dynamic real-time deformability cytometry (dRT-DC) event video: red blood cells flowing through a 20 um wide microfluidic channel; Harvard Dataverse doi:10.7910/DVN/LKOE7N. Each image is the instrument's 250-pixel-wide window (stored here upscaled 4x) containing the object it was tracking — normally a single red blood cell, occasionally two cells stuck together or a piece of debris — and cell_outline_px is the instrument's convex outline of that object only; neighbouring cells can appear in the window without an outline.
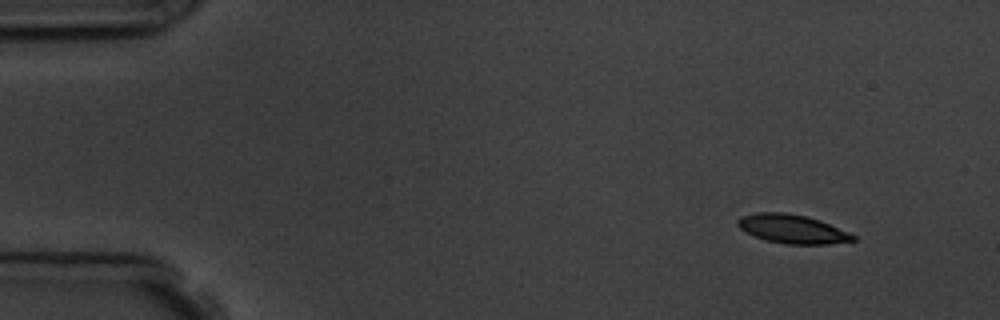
{"species": "common noctule bat (a hibernating species)", "species_latin": "Nyctalus noctula", "temperature_condition": "room temperature", "stored_images_in_passage": 4, "camera_frame_rate_fps": 3000, "um_per_image_px": 0.085, "animal": {"sex": "male", "body_mass_g": 19.5, "forearm_length_mm": 54.6}, "frame": {"image": 1, "passage_image": 1, "time_ms": 0.0, "image_size_px": [1000, 320], "cell_outline_px": [[856, 240], [828, 244], [784, 244], [764, 240], [740, 228], [736, 224], [736, 220], [740, 216], [756, 212], [784, 212], [808, 216], [820, 220], [848, 232], [856, 236]], "centroid_in_image_um": [67.33, 19.45], "position_along_channel_um": 17.7, "area_um2": 19.42}}
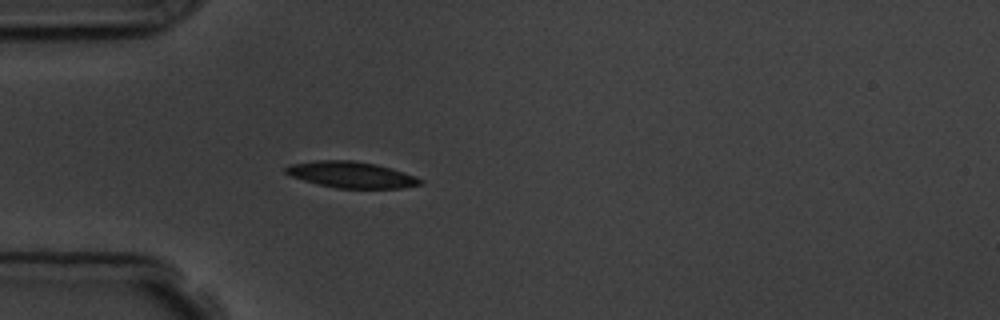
{"frame": {"image": 2, "passage_image": 4, "time_ms": 3.667, "image_size_px": [1000, 320], "cell_outline_px": [[424, 184], [404, 188], [336, 188], [316, 184], [292, 176], [284, 172], [284, 168], [288, 164], [316, 160], [352, 160], [376, 164], [404, 172], [416, 176], [424, 180]], "centroid_in_image_um": [29.87, 14.85], "position_along_channel_um": 55.1, "area_um2": 20.75}}